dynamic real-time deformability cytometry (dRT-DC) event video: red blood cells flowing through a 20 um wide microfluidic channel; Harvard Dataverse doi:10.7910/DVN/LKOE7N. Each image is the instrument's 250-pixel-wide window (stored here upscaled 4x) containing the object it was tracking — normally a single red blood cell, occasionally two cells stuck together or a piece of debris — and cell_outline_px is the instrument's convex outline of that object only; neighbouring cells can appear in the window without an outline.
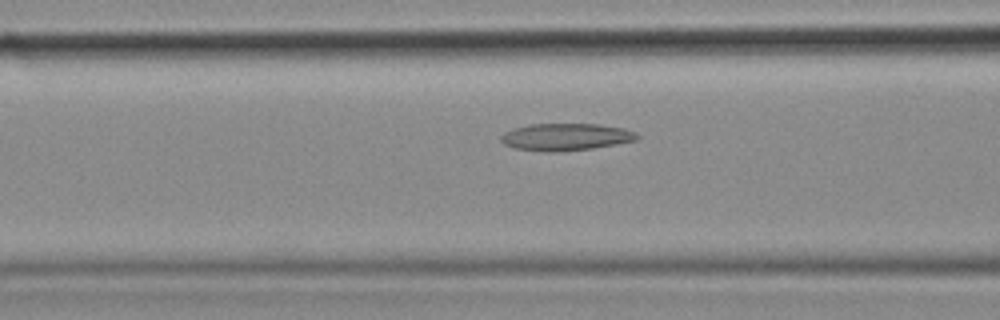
{"species": "common noctule bat (a hibernating species)", "species_latin": "Nyctalus noctula", "temperature_condition": "cold", "stored_images_in_passage": 34, "camera_frame_rate_fps": 3000, "um_per_image_px": 0.085, "animal": {"sex": "female", "body_mass_g": 18.4}, "frame": {"image": 1, "passage_image": 4, "time_ms": 1.0, "image_size_px": [1000, 320], "cell_outline_px": [[640, 136], [636, 140], [616, 144], [592, 148], [556, 152], [548, 152], [512, 148], [504, 144], [500, 140], [500, 136], [504, 132], [512, 128], [528, 124], [600, 124], [624, 128], [636, 132]], "centroid_in_image_um": [48.06, 11.63], "position_along_channel_um": 118.5, "area_um2": 21.73}}
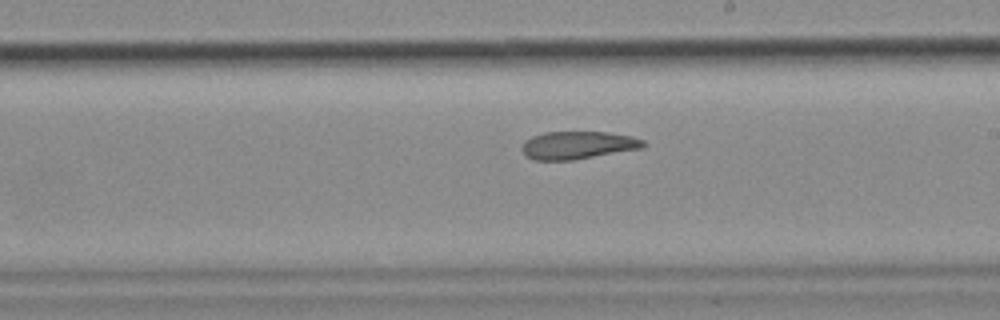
{"frame": {"image": 2, "passage_image": 13, "time_ms": 4.0, "image_size_px": [1000, 320], "cell_outline_px": [[644, 144], [640, 148], [572, 160], [532, 160], [520, 148], [524, 140], [532, 136], [544, 132], [608, 132], [632, 136], [644, 140]], "centroid_in_image_um": [49.06, 12.33], "position_along_channel_um": 239.9, "area_um2": 19.48}}
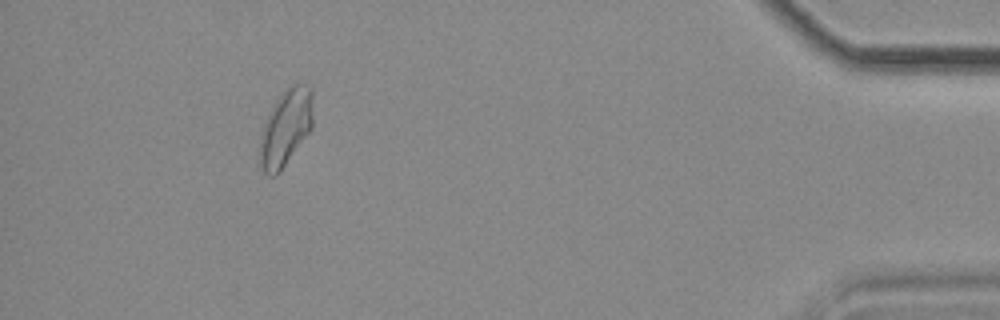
{"frame": {"image": 3, "passage_image": 30, "time_ms": 9.667, "image_size_px": [1000, 320], "cell_outline_px": [[312, 128], [280, 172], [276, 176], [268, 176], [260, 168], [256, 160], [256, 156], [260, 132], [268, 112], [276, 100], [292, 84], [304, 84], [312, 88]], "centroid_in_image_um": [24.21, 10.93], "position_along_channel_um": 411.0, "area_um2": 24.33}}